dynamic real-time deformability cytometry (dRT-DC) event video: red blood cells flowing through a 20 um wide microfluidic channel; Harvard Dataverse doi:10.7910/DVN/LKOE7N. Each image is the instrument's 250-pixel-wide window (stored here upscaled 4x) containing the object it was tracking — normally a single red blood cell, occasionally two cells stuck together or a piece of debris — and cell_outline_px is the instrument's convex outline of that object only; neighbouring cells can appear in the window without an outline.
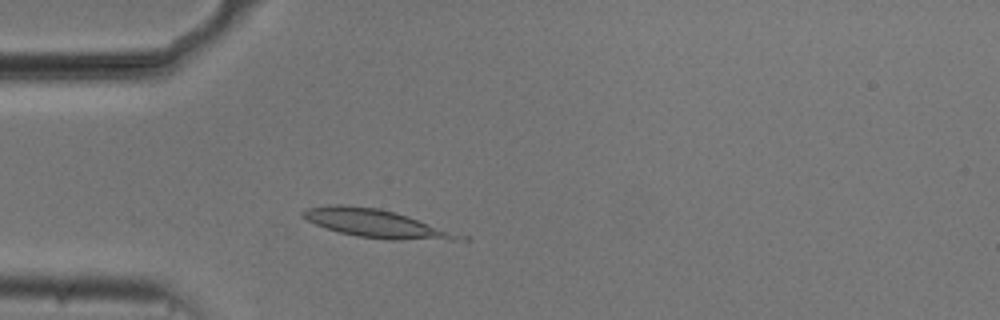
{"species": "common noctule bat (a hibernating species)", "species_latin": "Nyctalus noctula", "temperature_condition": "cold", "stored_images_in_passage": 11, "camera_frame_rate_fps": 3000, "um_per_image_px": 0.085, "animal": {"sex": "male", "body_mass_g": 20.5, "forearm_length_mm": 52.5}, "frame": {"image": 1, "passage_image": 10, "time_ms": 3.0, "image_size_px": [1000, 320], "cell_outline_px": [[456, 240], [388, 240], [356, 236], [340, 232], [316, 224], [300, 216], [300, 212], [304, 208], [332, 204], [344, 204], [380, 208], [396, 212], [408, 216], [448, 232], [456, 236]], "centroid_in_image_um": [31.72, 18.96], "position_along_channel_um": 53.3, "area_um2": 24.85}}